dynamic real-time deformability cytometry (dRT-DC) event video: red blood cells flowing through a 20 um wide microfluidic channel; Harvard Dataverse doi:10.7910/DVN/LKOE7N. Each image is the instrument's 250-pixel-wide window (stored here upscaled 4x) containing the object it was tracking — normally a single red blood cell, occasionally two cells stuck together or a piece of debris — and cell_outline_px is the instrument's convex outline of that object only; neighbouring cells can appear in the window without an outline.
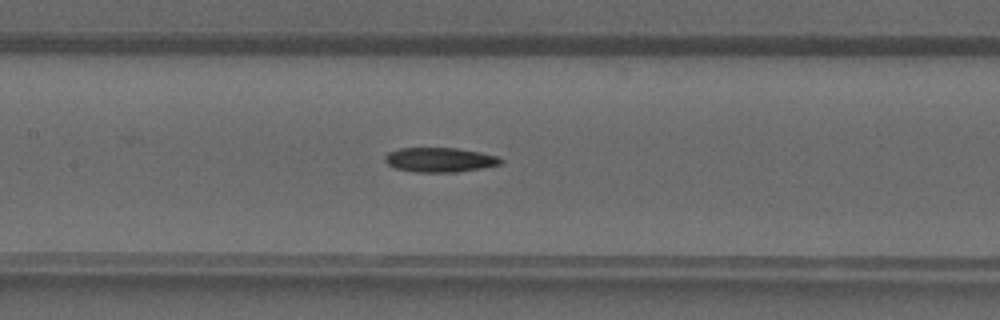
{"species": "common noctule bat (a hibernating species)", "species_latin": "Nyctalus noctula", "temperature_condition": "warm", "stored_images_in_passage": 42, "camera_frame_rate_fps": 3000, "um_per_image_px": 0.085, "animal": {"sex": "male", "forearm_length_mm": 52.5}, "frame": {"image": 1, "passage_image": 20, "time_ms": 6.333, "image_size_px": [1000, 320], "cell_outline_px": [[504, 160], [500, 164], [484, 168], [456, 172], [416, 172], [396, 168], [388, 164], [384, 160], [384, 156], [388, 152], [400, 148], [456, 148], [480, 152], [500, 156]], "centroid_in_image_um": [37.41, 13.58], "position_along_channel_um": 170.0, "area_um2": 16.65}}
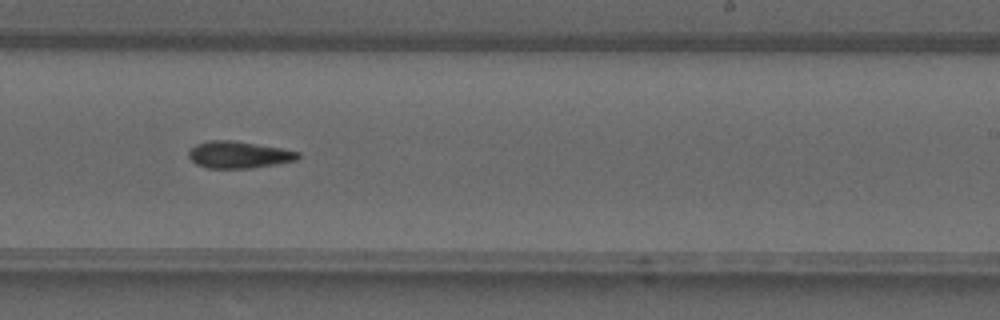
{"frame": {"image": 2, "passage_image": 26, "time_ms": 8.333, "image_size_px": [1000, 320], "cell_outline_px": [[300, 156], [296, 160], [276, 164], [252, 168], [208, 168], [196, 164], [188, 156], [188, 152], [196, 144], [208, 140], [232, 140], [284, 148], [300, 152]], "centroid_in_image_um": [20.31, 13.14], "position_along_channel_um": 268.7, "area_um2": 17.22}}
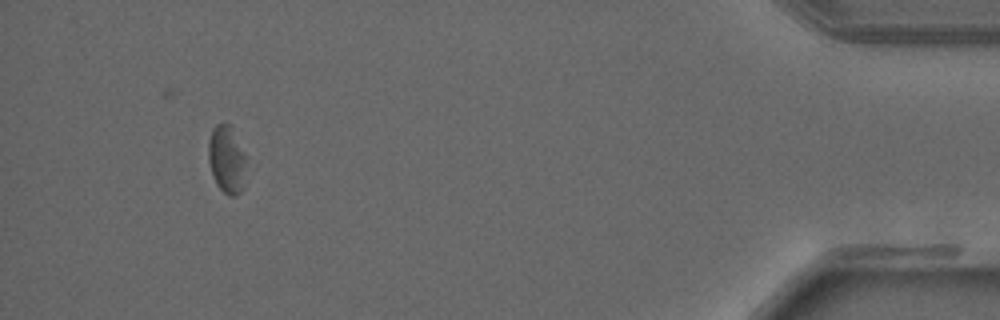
{"frame": {"image": 3, "passage_image": 39, "time_ms": 12.667, "image_size_px": [1000, 320], "cell_outline_px": [[248, 156], [244, 188], [236, 196], [228, 196], [216, 184], [208, 160], [208, 140], [212, 128], [216, 124], [228, 124]], "centroid_in_image_um": [19.31, 13.59], "position_along_channel_um": 415.9, "area_um2": 15.32}}